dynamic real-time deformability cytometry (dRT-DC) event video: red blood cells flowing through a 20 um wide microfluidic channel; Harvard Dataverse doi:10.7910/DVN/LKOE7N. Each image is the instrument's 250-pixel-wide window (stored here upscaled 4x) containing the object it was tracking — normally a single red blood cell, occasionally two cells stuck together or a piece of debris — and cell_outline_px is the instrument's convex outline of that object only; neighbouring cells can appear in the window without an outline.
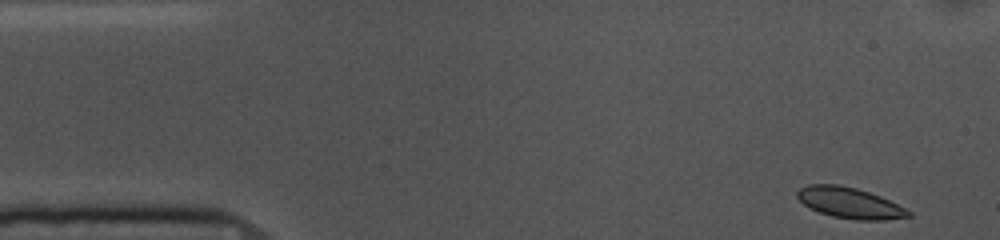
{"species": "common noctule bat (a hibernating species)", "species_latin": "Nyctalus noctula", "temperature_condition": "cold", "stored_images_in_passage": 51, "camera_frame_rate_fps": 3000, "um_per_image_px": 0.085, "animal": {"sex": "female", "body_mass_g": 10.0, "forearm_length_mm": 53.1}, "frame": {"image": 1, "passage_image": 1, "time_ms": 0.0, "image_size_px": [1000, 240], "cell_outline_px": [[912, 216], [884, 220], [856, 220], [832, 216], [808, 208], [796, 196], [796, 192], [800, 188], [808, 184], [840, 184], [856, 188], [880, 196], [912, 212]], "centroid_in_image_um": [72.2, 17.24], "position_along_channel_um": 12.8, "area_um2": 19.94}}
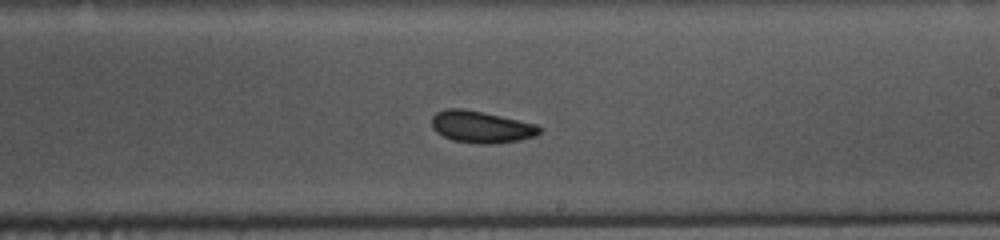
{"frame": {"image": 2, "passage_image": 28, "time_ms": 9.0, "image_size_px": [1000, 240], "cell_outline_px": [[540, 132], [536, 136], [520, 140], [492, 144], [476, 144], [452, 140], [436, 132], [432, 128], [432, 116], [436, 112], [444, 108], [460, 108], [484, 112], [536, 124], [540, 128]], "centroid_in_image_um": [40.87, 10.79], "position_along_channel_um": 248.1, "area_um2": 20.11}}
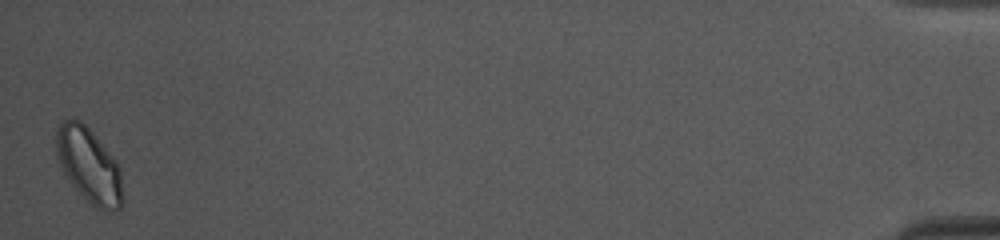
{"frame": {"image": 3, "passage_image": 51, "time_ms": 16.667, "image_size_px": [1000, 240], "cell_outline_px": [[124, 204], [120, 208], [112, 212], [104, 212], [96, 208], [68, 180], [60, 164], [56, 152], [56, 132], [60, 124], [64, 120], [72, 116], [80, 120], [92, 132], [116, 160], [120, 168], [124, 200]], "centroid_in_image_um": [7.6, 14.07], "position_along_channel_um": 427.6, "area_um2": 29.07}, "authors_computed_cell_mechanics": {"area_um2": 20.0566, "velocity_mm_per_s": 3.6311, "shape_relaxation_time_tau1_ms": 2.2737, "shape_relaxation_time_tau2_ms": 4.1984, "deformation_change_tau1": 0.0619, "deformation_change_tau2": 0.0504}}